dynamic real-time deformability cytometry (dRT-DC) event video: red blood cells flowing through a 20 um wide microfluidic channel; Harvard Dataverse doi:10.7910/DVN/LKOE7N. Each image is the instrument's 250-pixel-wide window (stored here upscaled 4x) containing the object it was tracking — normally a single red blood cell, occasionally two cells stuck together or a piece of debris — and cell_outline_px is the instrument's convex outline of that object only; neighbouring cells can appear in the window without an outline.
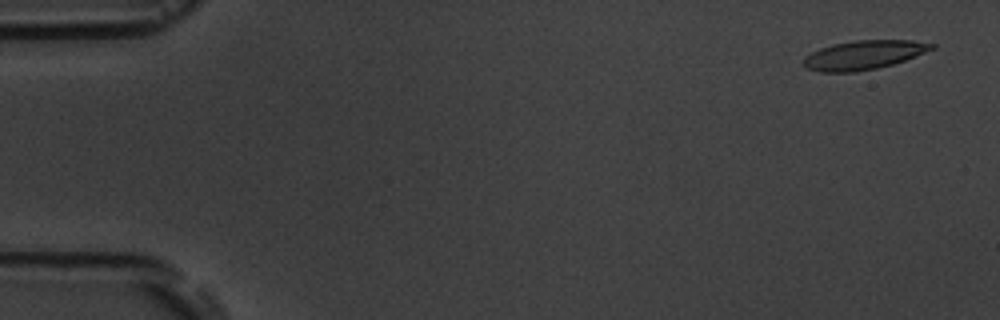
{"species": "common noctule bat (a hibernating species)", "species_latin": "Nyctalus noctula", "temperature_condition": "room temperature", "stored_images_in_passage": 5, "camera_frame_rate_fps": 3000, "um_per_image_px": 0.085, "animal": {"sex": "male", "body_mass_g": 19.5, "forearm_length_mm": 54.6}, "frame": {"image": 1, "passage_image": 1, "time_ms": 0.0, "image_size_px": [1000, 320], "cell_outline_px": [[936, 48], [904, 60], [892, 64], [876, 68], [856, 72], [820, 72], [808, 68], [804, 64], [804, 60], [812, 52], [820, 48], [832, 44], [856, 40], [912, 40], [936, 44]], "centroid_in_image_um": [73.45, 4.66], "position_along_channel_um": 11.6, "area_um2": 21.44}}